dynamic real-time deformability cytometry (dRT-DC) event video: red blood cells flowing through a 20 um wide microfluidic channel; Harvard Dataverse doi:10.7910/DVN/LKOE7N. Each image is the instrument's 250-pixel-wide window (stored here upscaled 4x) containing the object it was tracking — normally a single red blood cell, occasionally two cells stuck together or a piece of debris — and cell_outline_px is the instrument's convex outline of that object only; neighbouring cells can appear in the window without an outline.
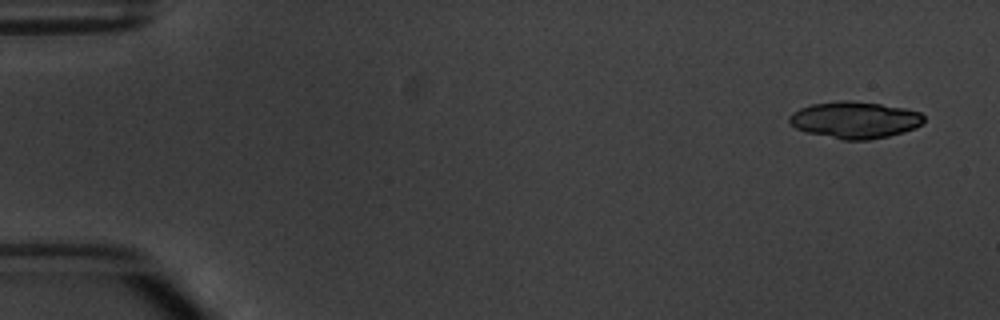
{"species": "common noctule bat (a hibernating species)", "species_latin": "Nyctalus noctula", "temperature_condition": "warm", "stored_images_in_passage": 4, "camera_frame_rate_fps": 3000, "um_per_image_px": 0.085, "animal": {"sex": "male", "body_mass_g": 20.1, "forearm_length_mm": 53.5}, "frame": {"image": 1, "passage_image": 1, "time_ms": 0.0, "image_size_px": [1000, 320], "cell_outline_px": [[924, 120], [916, 128], [904, 132], [888, 136], [868, 140], [840, 140], [808, 132], [796, 128], [788, 120], [788, 116], [792, 112], [800, 108], [812, 104], [840, 100], [848, 100], [880, 104], [904, 108], [920, 112], [924, 116]], "centroid_in_image_um": [72.65, 10.19], "position_along_channel_um": 12.3, "area_um2": 28.84}}